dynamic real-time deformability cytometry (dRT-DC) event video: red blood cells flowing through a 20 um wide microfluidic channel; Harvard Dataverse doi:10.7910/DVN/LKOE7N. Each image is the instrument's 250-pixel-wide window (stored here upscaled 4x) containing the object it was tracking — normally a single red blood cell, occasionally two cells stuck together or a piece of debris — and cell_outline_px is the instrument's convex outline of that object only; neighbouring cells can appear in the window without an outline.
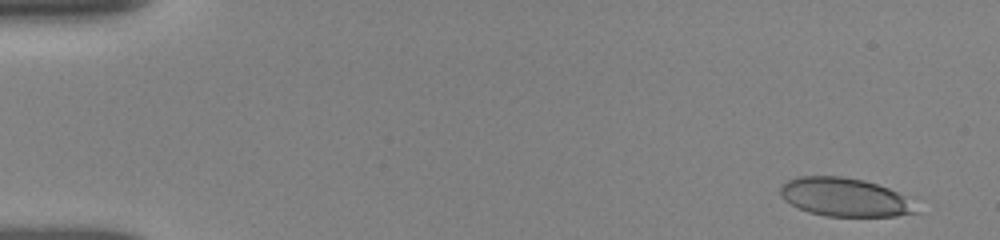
{"species": "human", "species_latin": "Homo sapiens", "temperature_condition": "room temperature", "stored_images_in_passage": 6, "camera_frame_rate_fps": 3000, "um_per_image_px": 0.085, "donor": {"sex": "female"}, "frame": {"image": 1, "passage_image": 1, "time_ms": 0.0, "image_size_px": [1000, 240], "cell_outline_px": [[916, 212], [896, 216], [824, 216], [808, 212], [784, 200], [780, 196], [780, 184], [796, 176], [840, 176], [864, 180], [888, 188], [904, 196]], "centroid_in_image_um": [71.69, 16.75], "position_along_channel_um": 13.3, "area_um2": 30.06}}
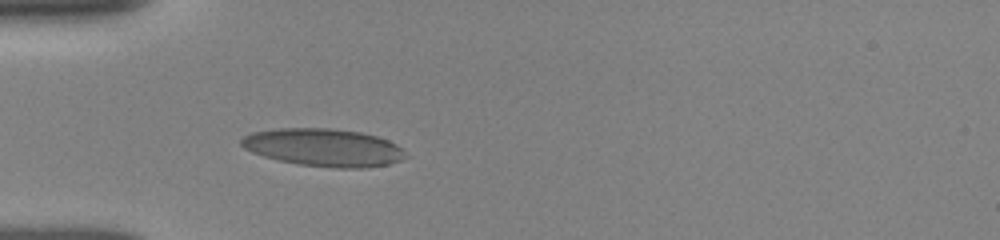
{"frame": {"image": 2, "passage_image": 6, "time_ms": 4.333, "image_size_px": [1000, 240], "cell_outline_px": [[408, 156], [400, 160], [388, 164], [368, 168], [336, 168], [300, 164], [280, 160], [264, 156], [252, 152], [244, 148], [240, 144], [240, 140], [244, 136], [252, 132], [280, 128], [328, 128], [360, 132], [376, 136], [388, 140], [404, 148]], "centroid_in_image_um": [27.54, 12.54], "position_along_channel_um": 57.5, "area_um2": 36.13}}